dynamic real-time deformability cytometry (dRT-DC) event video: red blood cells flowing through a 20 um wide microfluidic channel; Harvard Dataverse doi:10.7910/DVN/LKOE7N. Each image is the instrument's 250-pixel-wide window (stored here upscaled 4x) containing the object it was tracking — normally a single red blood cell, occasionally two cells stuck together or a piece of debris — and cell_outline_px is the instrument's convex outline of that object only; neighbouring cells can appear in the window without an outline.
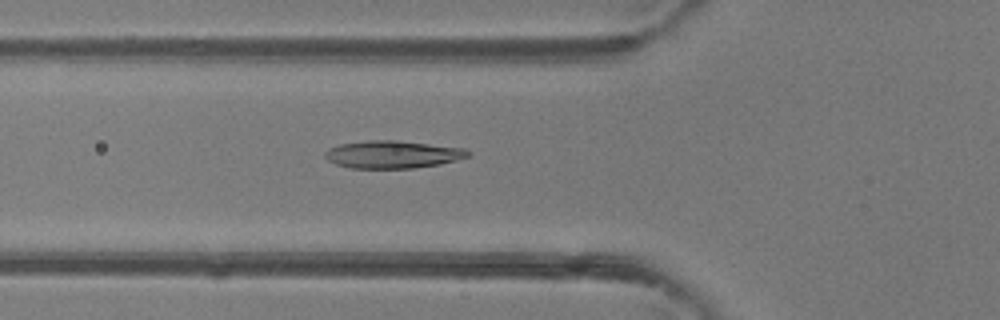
{"species": "common noctule bat (a hibernating species)", "species_latin": "Nyctalus noctula", "temperature_condition": "room temperature", "stored_images_in_passage": 33, "camera_frame_rate_fps": 3000, "um_per_image_px": 0.085, "animal": {"sex": "female"}, "frame": {"image": 1, "passage_image": 2, "time_ms": 0.333, "image_size_px": [1000, 320], "cell_outline_px": [[472, 156], [440, 164], [412, 168], [348, 168], [336, 164], [328, 160], [324, 156], [324, 152], [328, 148], [340, 144], [368, 140], [396, 140], [464, 148], [472, 152]], "centroid_in_image_um": [33.38, 13.12], "position_along_channel_um": 92.4, "area_um2": 23.12}}
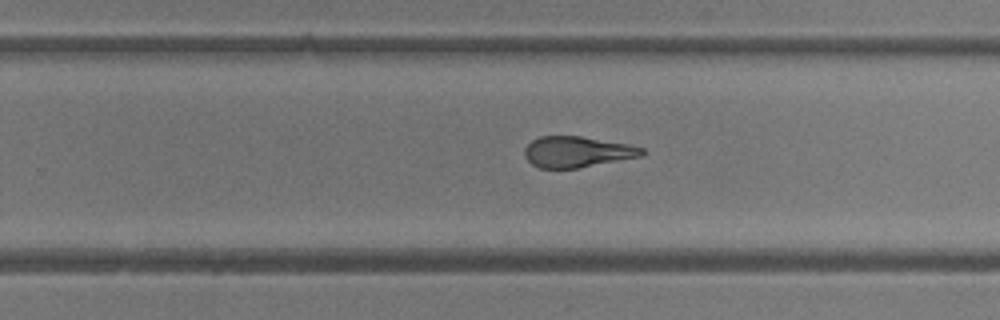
{"frame": {"image": 2, "passage_image": 15, "time_ms": 4.667, "image_size_px": [1000, 320], "cell_outline_px": [[644, 152], [640, 156], [580, 168], [540, 168], [532, 164], [524, 156], [524, 148], [532, 140], [540, 136], [580, 136], [628, 144], [644, 148]], "centroid_in_image_um": [49.02, 12.91], "position_along_channel_um": 280.8, "area_um2": 21.04}}
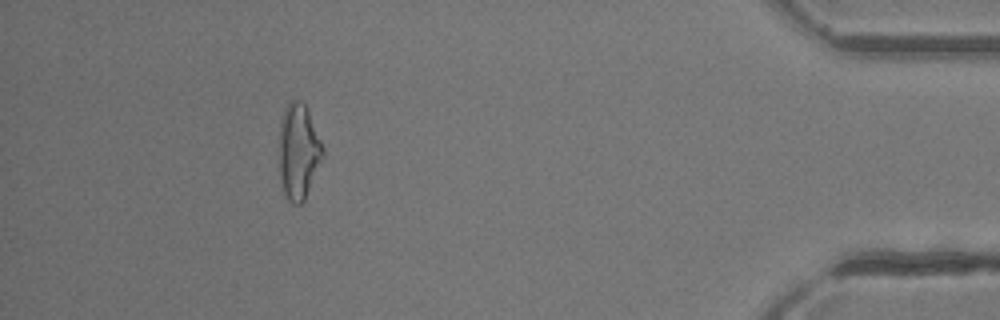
{"frame": {"image": 3, "passage_image": 28, "time_ms": 9.0, "image_size_px": [1000, 320], "cell_outline_px": [[324, 156], [304, 200], [300, 204], [292, 204], [288, 200], [284, 192], [280, 176], [280, 120], [284, 108], [288, 100], [300, 100], [304, 104], [308, 112], [324, 148]], "centroid_in_image_um": [25.37, 12.86], "position_along_channel_um": 409.8, "area_um2": 24.1}}